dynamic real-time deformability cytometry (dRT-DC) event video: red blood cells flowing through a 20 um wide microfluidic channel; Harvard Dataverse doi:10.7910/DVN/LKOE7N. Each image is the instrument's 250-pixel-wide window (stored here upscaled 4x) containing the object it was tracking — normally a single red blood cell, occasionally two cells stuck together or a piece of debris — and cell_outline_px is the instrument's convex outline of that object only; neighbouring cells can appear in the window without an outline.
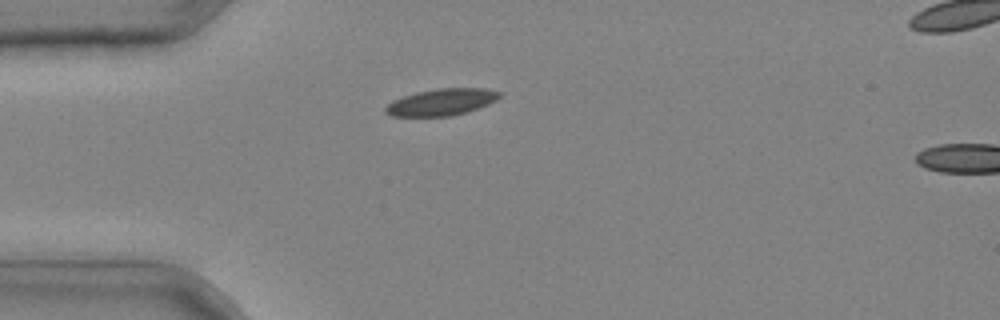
{"species": "common noctule bat (a hibernating species)", "species_latin": "Nyctalus noctula", "temperature_condition": "cold", "stored_images_in_passage": 12, "camera_frame_rate_fps": 3000, "um_per_image_px": 0.085, "animal": {"sex": "male", "body_mass_g": 20.4}, "frame": {"image": 1, "passage_image": 10, "time_ms": 3.0, "image_size_px": [1000, 320], "cell_outline_px": [[500, 96], [496, 100], [488, 104], [468, 112], [452, 116], [392, 116], [384, 112], [384, 108], [392, 100], [416, 92], [436, 88], [484, 88], [500, 92]], "centroid_in_image_um": [37.51, 8.68], "position_along_channel_um": 47.5, "area_um2": 17.8}}